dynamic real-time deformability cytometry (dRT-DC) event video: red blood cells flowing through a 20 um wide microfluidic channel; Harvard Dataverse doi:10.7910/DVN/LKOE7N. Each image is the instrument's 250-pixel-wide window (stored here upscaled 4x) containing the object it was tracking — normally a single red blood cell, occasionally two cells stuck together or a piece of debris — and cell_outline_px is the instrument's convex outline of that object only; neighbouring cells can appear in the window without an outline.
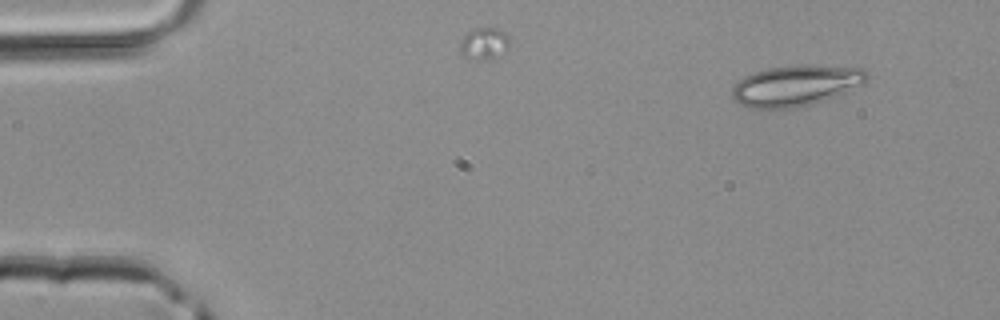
{"species": "common noctule bat (a hibernating species)", "species_latin": "Nyctalus noctula", "temperature_condition": "room temperature", "stored_images_in_passage": 4, "camera_frame_rate_fps": 3000, "um_per_image_px": 0.085, "animal": {"sex": "male", "body_mass_g": 20.4}, "frame": {"image": 1, "passage_image": 1, "time_ms": 0.0, "image_size_px": [1000, 320], "cell_outline_px": [[868, 80], [864, 84], [824, 100], [812, 104], [796, 108], [752, 108], [740, 104], [732, 96], [732, 88], [744, 76], [752, 72], [768, 68], [792, 64], [808, 64], [860, 68], [868, 72]], "centroid_in_image_um": [67.66, 7.25], "position_along_channel_um": 17.3, "area_um2": 32.19}}